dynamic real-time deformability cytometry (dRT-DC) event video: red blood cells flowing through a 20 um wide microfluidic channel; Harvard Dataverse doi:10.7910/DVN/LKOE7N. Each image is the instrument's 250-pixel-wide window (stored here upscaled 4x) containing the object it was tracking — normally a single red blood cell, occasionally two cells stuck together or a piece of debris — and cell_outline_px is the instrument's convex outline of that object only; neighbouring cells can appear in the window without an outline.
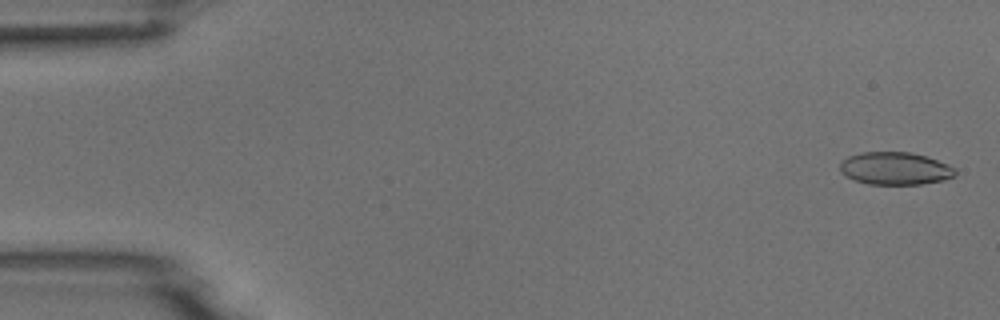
{"species": "common noctule bat (a hibernating species)", "species_latin": "Nyctalus noctula", "temperature_condition": "room temperature", "stored_images_in_passage": 5, "camera_frame_rate_fps": 3000, "um_per_image_px": 0.085, "animal": {"sex": "male", "body_mass_g": 18.8}, "frame": {"image": 1, "passage_image": 1, "time_ms": 0.0, "image_size_px": [1000, 320], "cell_outline_px": [[956, 176], [944, 180], [920, 184], [868, 184], [856, 180], [840, 172], [840, 164], [848, 156], [860, 152], [908, 152], [924, 156], [948, 164], [956, 168]], "centroid_in_image_um": [76.11, 14.32], "position_along_channel_um": 8.9, "area_um2": 21.79}}
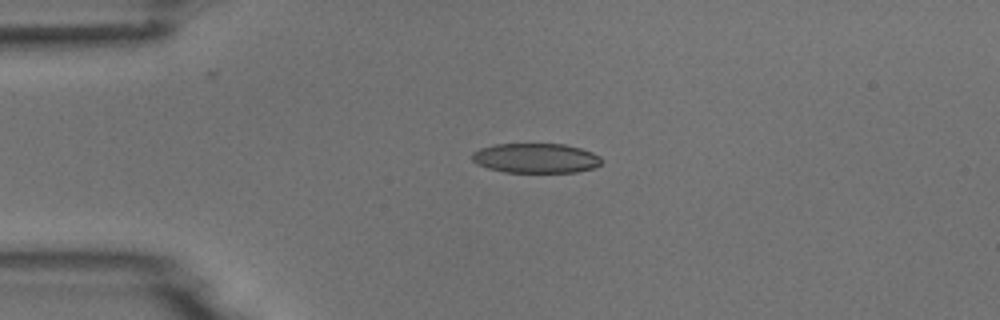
{"frame": {"image": 2, "passage_image": 4, "time_ms": 3.667, "image_size_px": [1000, 320], "cell_outline_px": [[604, 160], [596, 168], [576, 172], [504, 172], [488, 168], [476, 164], [472, 160], [472, 152], [480, 148], [496, 144], [564, 144], [580, 148], [592, 152], [600, 156]], "centroid_in_image_um": [45.56, 13.44], "position_along_channel_um": 39.4, "area_um2": 22.6}}